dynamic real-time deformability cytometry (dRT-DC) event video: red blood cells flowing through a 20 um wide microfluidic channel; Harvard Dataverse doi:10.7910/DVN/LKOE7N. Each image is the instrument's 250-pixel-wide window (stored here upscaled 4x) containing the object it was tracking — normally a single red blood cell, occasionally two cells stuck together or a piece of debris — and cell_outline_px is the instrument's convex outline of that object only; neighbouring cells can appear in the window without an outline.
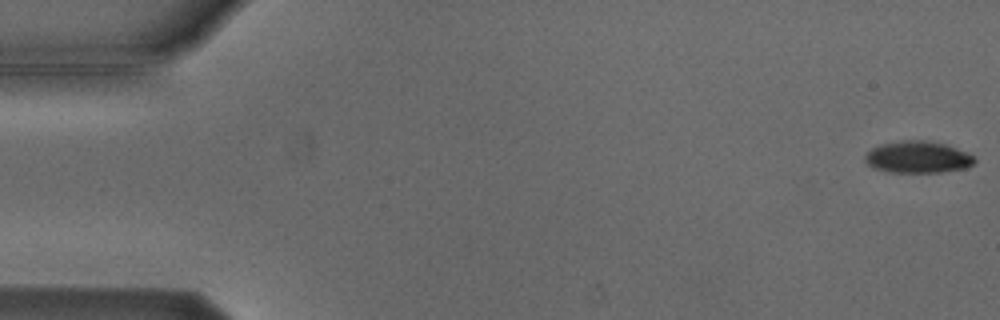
{"species": "Egyptian fruit bat (a non-hibernating species)", "species_latin": "Rousettus aegyptiacus", "temperature_condition": "cold", "stored_images_in_passage": 6, "camera_frame_rate_fps": 3000, "um_per_image_px": 0.085, "animal": {"sex": "male"}, "frame": {"image": 1, "passage_image": 1, "time_ms": 0.0, "image_size_px": [1000, 320], "cell_outline_px": [[976, 160], [972, 164], [964, 168], [940, 172], [888, 172], [876, 168], [868, 164], [864, 160], [864, 156], [872, 148], [880, 144], [900, 140], [928, 140], [944, 144], [968, 152]], "centroid_in_image_um": [77.99, 13.34], "position_along_channel_um": 7.0, "area_um2": 20.23}}